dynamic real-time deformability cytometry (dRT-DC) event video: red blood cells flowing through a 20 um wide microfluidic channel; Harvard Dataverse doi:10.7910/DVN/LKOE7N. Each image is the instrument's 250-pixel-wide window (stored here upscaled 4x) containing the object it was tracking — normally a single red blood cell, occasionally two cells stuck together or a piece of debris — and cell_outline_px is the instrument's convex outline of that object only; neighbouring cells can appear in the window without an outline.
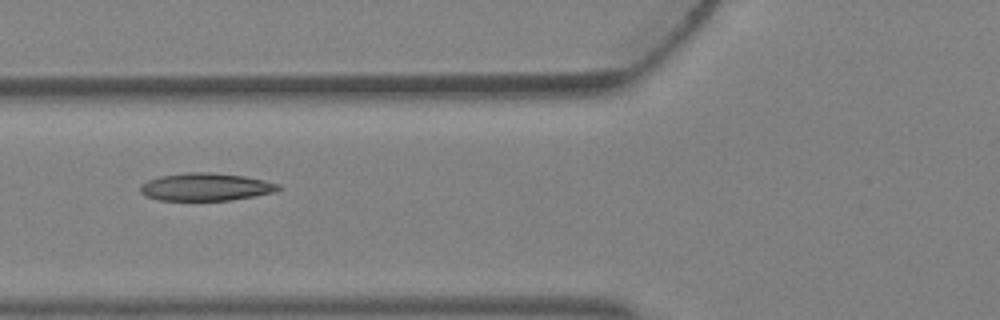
{"species": "Egyptian fruit bat (a non-hibernating species)", "species_latin": "Rousettus aegyptiacus", "temperature_condition": "warm", "stored_images_in_passage": 4, "camera_frame_rate_fps": 3000, "um_per_image_px": 0.085, "animal": {"sex": "female"}, "frame": {"image": 1, "passage_image": 4, "time_ms": 1.0, "image_size_px": [1000, 320], "cell_outline_px": [[284, 188], [276, 192], [228, 200], [156, 200], [144, 196], [140, 192], [140, 184], [148, 180], [160, 176], [184, 172], [208, 172], [244, 176], [264, 180], [280, 184]], "centroid_in_image_um": [17.48, 15.88], "position_along_channel_um": 108.3, "area_um2": 22.43}}